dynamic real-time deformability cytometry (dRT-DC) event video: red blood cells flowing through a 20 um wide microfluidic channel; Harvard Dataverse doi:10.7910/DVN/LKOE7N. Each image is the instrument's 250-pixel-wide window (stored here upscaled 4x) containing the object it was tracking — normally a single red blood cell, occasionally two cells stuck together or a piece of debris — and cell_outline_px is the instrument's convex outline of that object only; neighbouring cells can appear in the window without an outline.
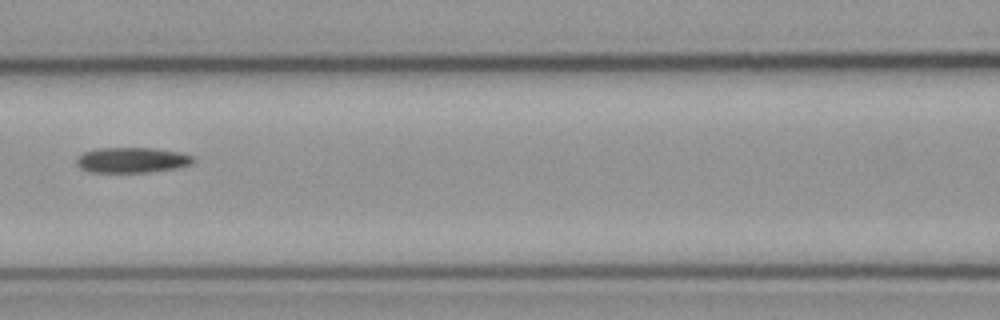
{"species": "common noctule bat (a hibernating species)", "species_latin": "Nyctalus noctula", "temperature_condition": "cold", "stored_images_in_passage": 6, "camera_frame_rate_fps": 3000, "um_per_image_px": 0.085, "animal": {"sex": "male", "body_mass_g": 23.1, "forearm_length_mm": 52.7}, "frame": {"image": 1, "passage_image": 6, "time_ms": 1.667, "image_size_px": [1000, 320], "cell_outline_px": [[196, 160], [192, 164], [176, 168], [148, 172], [88, 172], [80, 168], [76, 164], [76, 160], [84, 152], [96, 148], [152, 148], [180, 152], [192, 156]], "centroid_in_image_um": [11.22, 13.61], "position_along_channel_um": 155.4, "area_um2": 17.28}}